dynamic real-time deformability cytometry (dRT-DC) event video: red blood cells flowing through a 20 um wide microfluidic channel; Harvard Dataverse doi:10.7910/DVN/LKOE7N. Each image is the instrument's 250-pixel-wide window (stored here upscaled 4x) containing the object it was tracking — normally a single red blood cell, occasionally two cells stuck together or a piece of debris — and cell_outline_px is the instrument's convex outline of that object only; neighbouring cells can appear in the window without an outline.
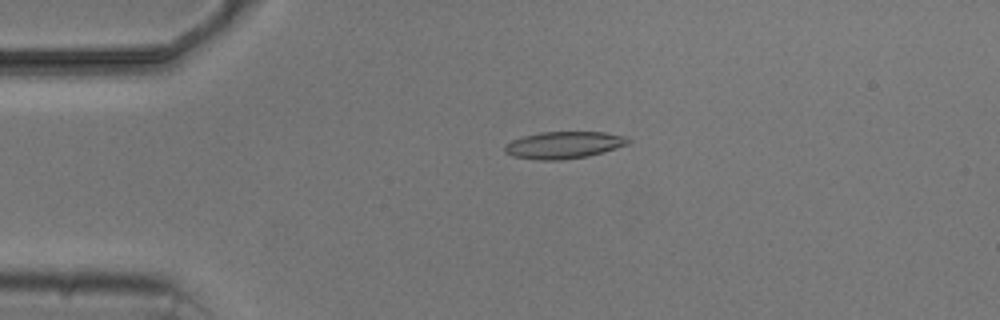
{"species": "common noctule bat (a hibernating species)", "species_latin": "Nyctalus noctula", "temperature_condition": "cold", "stored_images_in_passage": 5, "camera_frame_rate_fps": 3000, "um_per_image_px": 0.085, "animal": {"sex": "male", "body_mass_g": 20.5, "forearm_length_mm": 52.5}, "frame": {"image": 1, "passage_image": 4, "time_ms": 3.667, "image_size_px": [1000, 320], "cell_outline_px": [[632, 140], [628, 144], [604, 152], [588, 156], [560, 160], [540, 160], [512, 156], [504, 152], [504, 148], [512, 140], [524, 136], [540, 132], [604, 132], [624, 136]], "centroid_in_image_um": [47.94, 12.33], "position_along_channel_um": 37.1, "area_um2": 19.36}}
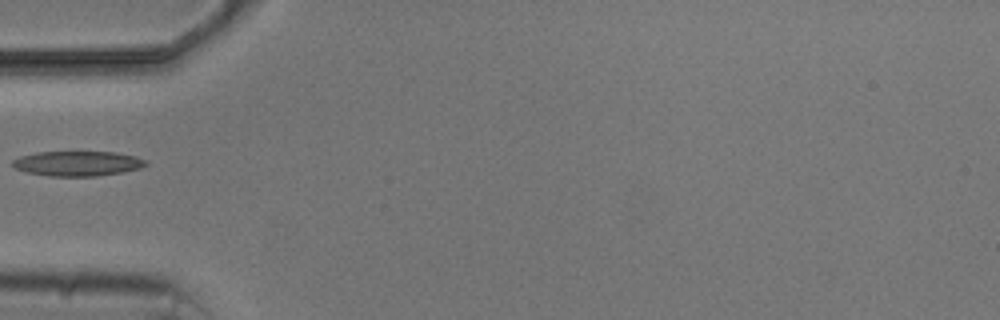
{"frame": {"image": 2, "passage_image": 5, "time_ms": 5.667, "image_size_px": [1000, 320], "cell_outline_px": [[148, 164], [140, 168], [120, 172], [96, 176], [48, 176], [28, 172], [16, 168], [12, 164], [12, 160], [20, 156], [36, 152], [116, 152], [136, 156], [148, 160]], "centroid_in_image_um": [6.62, 13.89], "position_along_channel_um": 78.4, "area_um2": 19.31}}